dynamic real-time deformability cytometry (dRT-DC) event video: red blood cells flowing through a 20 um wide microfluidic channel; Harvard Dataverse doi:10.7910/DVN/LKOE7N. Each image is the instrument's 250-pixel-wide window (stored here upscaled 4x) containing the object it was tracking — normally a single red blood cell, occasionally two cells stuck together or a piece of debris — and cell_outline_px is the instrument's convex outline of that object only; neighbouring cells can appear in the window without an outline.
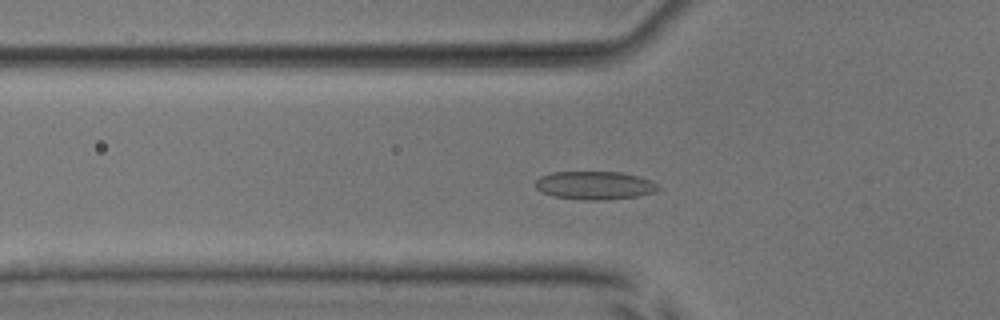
{"species": "common noctule bat (a hibernating species)", "species_latin": "Nyctalus noctula", "temperature_condition": "room temperature", "stored_images_in_passage": 52, "camera_frame_rate_fps": 3000, "um_per_image_px": 0.085, "animal": {"sex": "male", "body_mass_g": 17.9, "forearm_length_mm": 54.2}, "frame": {"image": 1, "passage_image": 18, "time_ms": 5.667, "image_size_px": [1000, 320], "cell_outline_px": [[660, 188], [656, 192], [636, 196], [600, 200], [584, 200], [556, 196], [544, 192], [536, 188], [536, 180], [540, 176], [552, 172], [620, 172], [640, 176], [652, 180]], "centroid_in_image_um": [50.59, 15.74], "position_along_channel_um": 75.2, "area_um2": 20.06}}
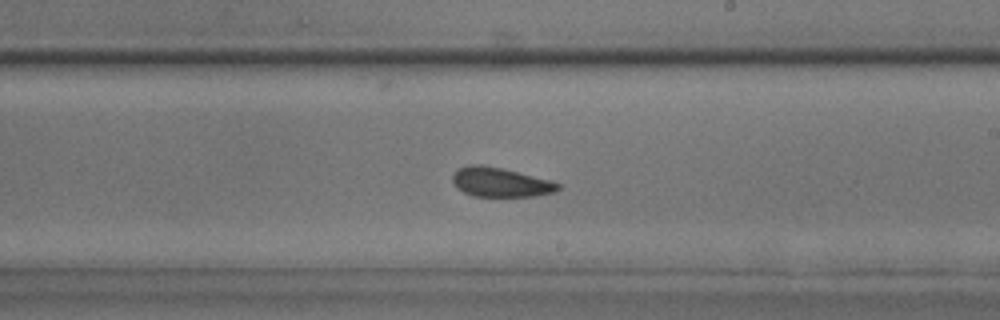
{"frame": {"image": 2, "passage_image": 31, "time_ms": 10.0, "image_size_px": [1000, 320], "cell_outline_px": [[560, 188], [556, 192], [536, 196], [472, 196], [456, 188], [452, 180], [452, 176], [456, 168], [468, 164], [480, 164], [500, 168], [548, 180], [560, 184]], "centroid_in_image_um": [42.47, 15.49], "position_along_channel_um": 246.5, "area_um2": 17.98}}
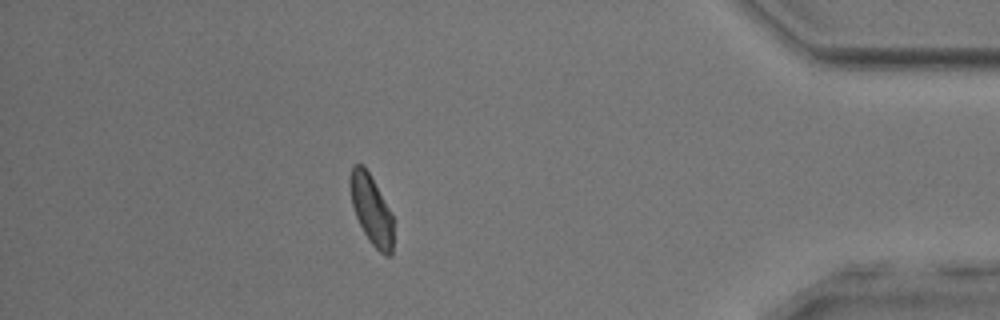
{"frame": {"image": 3, "passage_image": 46, "time_ms": 15.0, "image_size_px": [1000, 320], "cell_outline_px": [[392, 256], [384, 256], [368, 240], [356, 216], [352, 204], [348, 184], [348, 176], [352, 164], [360, 164], [368, 172], [392, 212]], "centroid_in_image_um": [31.54, 17.81], "position_along_channel_um": 403.7, "area_um2": 17.51}, "authors_computed_cell_mechanics": {"area_um2": 18.8139, "velocity_mm_per_s": 3.9621, "shape_relaxation_time_tau1_ms": 5.206, "shape_relaxation_time_tau2_ms": 2.3473, "deformation_change_tau1": 0.1354, "deformation_change_tau2": 0.0909}}